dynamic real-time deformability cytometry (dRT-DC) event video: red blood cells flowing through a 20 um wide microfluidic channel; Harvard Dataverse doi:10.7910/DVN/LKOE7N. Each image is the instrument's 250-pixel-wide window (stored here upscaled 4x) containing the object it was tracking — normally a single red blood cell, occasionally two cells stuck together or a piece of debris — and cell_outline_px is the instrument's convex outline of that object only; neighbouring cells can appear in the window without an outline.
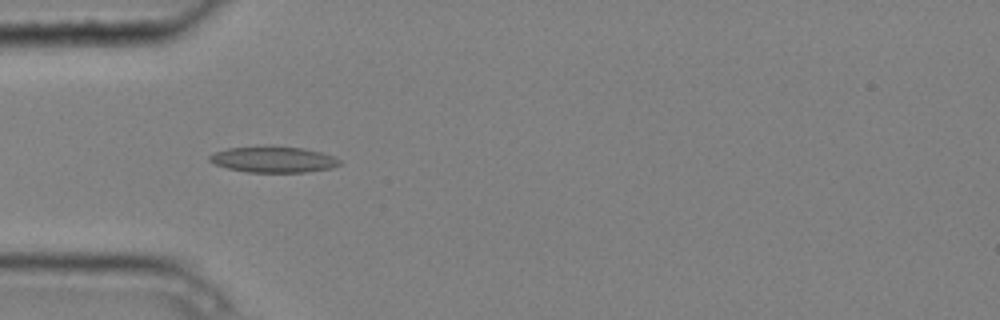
{"species": "common noctule bat (a hibernating species)", "species_latin": "Nyctalus noctula", "temperature_condition": "cold", "stored_images_in_passage": 6, "camera_frame_rate_fps": 3000, "um_per_image_px": 0.085, "animal": {"sex": "male", "body_mass_g": 20.4}, "frame": {"image": 1, "passage_image": 5, "time_ms": 1.333, "image_size_px": [1000, 320], "cell_outline_px": [[340, 164], [332, 168], [304, 172], [248, 172], [228, 168], [216, 164], [208, 160], [208, 156], [216, 152], [228, 148], [304, 148], [320, 152], [332, 156], [340, 160]], "centroid_in_image_um": [23.25, 13.59], "position_along_channel_um": 61.7, "area_um2": 18.9}}
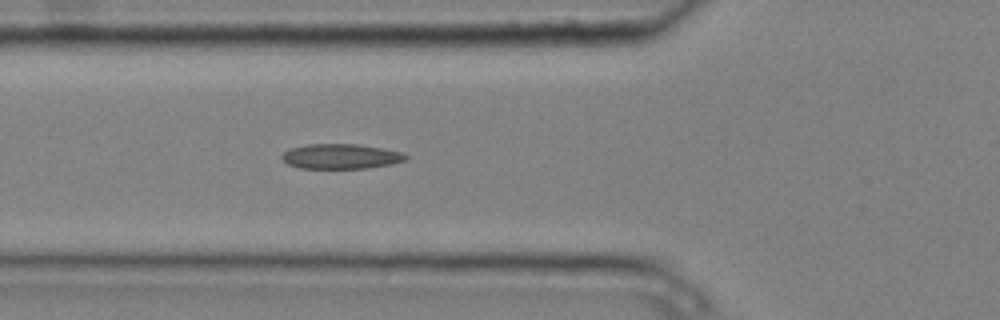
{"frame": {"image": 2, "passage_image": 6, "time_ms": 1.667, "image_size_px": [1000, 320], "cell_outline_px": [[408, 156], [404, 160], [392, 164], [368, 168], [300, 168], [288, 164], [280, 156], [288, 148], [308, 144], [356, 144], [384, 148], [400, 152]], "centroid_in_image_um": [28.95, 13.29], "position_along_channel_um": 96.9, "area_um2": 17.98}}